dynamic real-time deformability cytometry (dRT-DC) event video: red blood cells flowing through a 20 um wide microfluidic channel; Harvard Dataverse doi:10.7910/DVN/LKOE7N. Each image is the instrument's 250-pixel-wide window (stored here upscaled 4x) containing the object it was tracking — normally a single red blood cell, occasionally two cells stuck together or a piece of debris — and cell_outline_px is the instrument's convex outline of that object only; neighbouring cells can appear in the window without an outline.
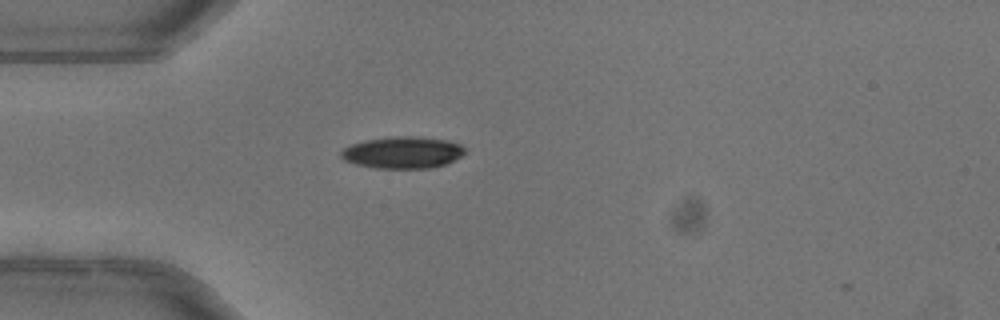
{"species": "common noctule bat (a hibernating species)", "species_latin": "Nyctalus noctula", "temperature_condition": "warm", "stored_images_in_passage": 5, "camera_frame_rate_fps": 3000, "um_per_image_px": 0.085, "animal": {"sex": "female"}, "frame": {"image": 1, "passage_image": 3, "time_ms": 0.667, "image_size_px": [1000, 320], "cell_outline_px": [[464, 152], [460, 156], [444, 164], [432, 168], [376, 168], [356, 164], [344, 160], [340, 156], [340, 152], [344, 148], [352, 144], [368, 140], [396, 136], [412, 136], [444, 140], [460, 144], [464, 148]], "centroid_in_image_um": [34.19, 12.97], "position_along_channel_um": 50.8, "area_um2": 22.54}}